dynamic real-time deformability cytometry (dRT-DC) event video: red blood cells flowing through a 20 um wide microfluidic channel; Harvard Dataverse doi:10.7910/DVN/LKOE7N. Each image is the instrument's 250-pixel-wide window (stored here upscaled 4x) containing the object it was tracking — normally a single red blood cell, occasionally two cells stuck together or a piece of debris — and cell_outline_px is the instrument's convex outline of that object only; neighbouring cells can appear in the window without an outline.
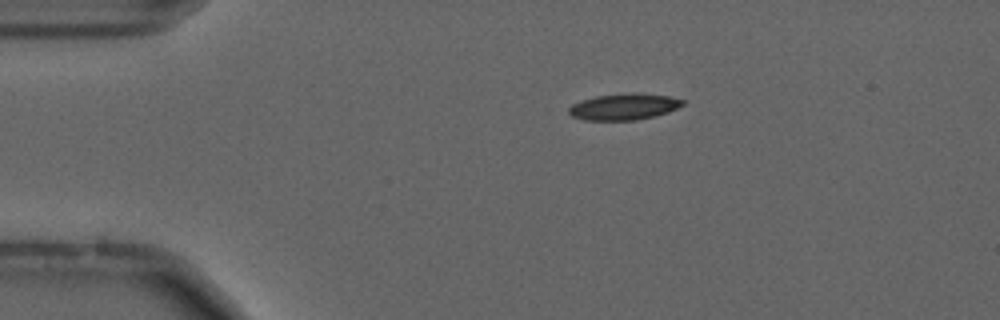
{"species": "common noctule bat (a hibernating species)", "species_latin": "Nyctalus noctula", "temperature_condition": "cold", "stored_images_in_passage": 4, "camera_frame_rate_fps": 3000, "um_per_image_px": 0.085, "animal": {"sex": "male", "forearm_length_mm": 52.5}, "frame": {"image": 1, "passage_image": 1, "time_ms": 0.0, "image_size_px": [1000, 320], "cell_outline_px": [[684, 104], [668, 112], [656, 116], [636, 120], [584, 120], [572, 116], [568, 112], [568, 108], [572, 104], [596, 96], [632, 92], [640, 92], [668, 96], [684, 100]], "centroid_in_image_um": [53.05, 9.06], "position_along_channel_um": 32.0, "area_um2": 17.51}}